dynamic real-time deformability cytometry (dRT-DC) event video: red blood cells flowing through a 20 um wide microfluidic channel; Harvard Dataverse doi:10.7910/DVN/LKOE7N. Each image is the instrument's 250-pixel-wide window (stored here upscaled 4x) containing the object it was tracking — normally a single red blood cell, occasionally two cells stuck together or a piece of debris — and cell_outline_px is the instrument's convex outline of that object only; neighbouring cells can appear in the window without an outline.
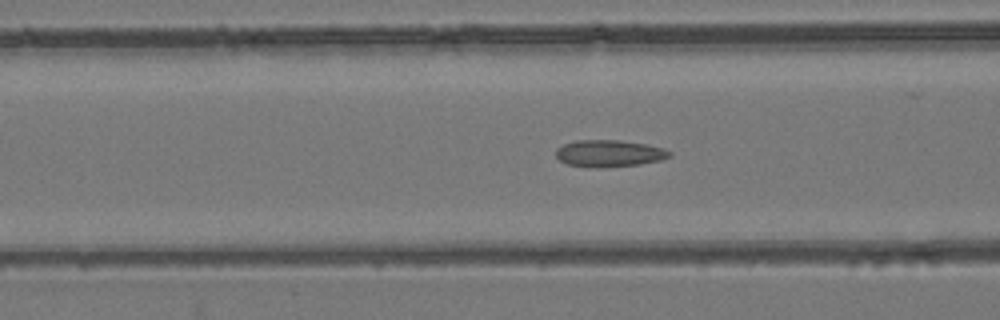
{"species": "common noctule bat (a hibernating species)", "species_latin": "Nyctalus noctula", "temperature_condition": "room temperature", "stored_images_in_passage": 55, "camera_frame_rate_fps": 3000, "um_per_image_px": 0.085, "animal": {"sex": "female", "body_mass_g": 24.6, "forearm_length_mm": 56.2}, "frame": {"image": 1, "passage_image": 22, "time_ms": 7.0, "image_size_px": [1000, 320], "cell_outline_px": [[672, 156], [660, 160], [640, 164], [592, 168], [568, 164], [560, 160], [556, 156], [556, 148], [564, 144], [576, 140], [620, 140], [644, 144], [664, 148], [672, 152]], "centroid_in_image_um": [51.78, 13.03], "position_along_channel_um": 114.8, "area_um2": 17.74}}
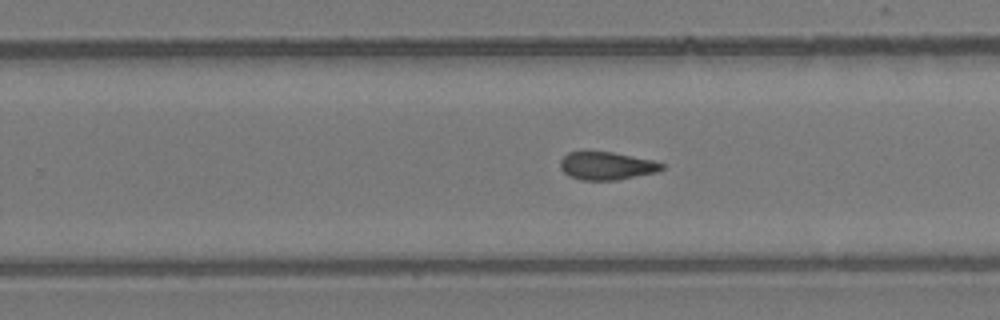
{"frame": {"image": 2, "passage_image": 35, "time_ms": 11.333, "image_size_px": [1000, 320], "cell_outline_px": [[664, 168], [656, 172], [616, 180], [580, 180], [568, 176], [560, 168], [560, 160], [568, 152], [612, 152], [652, 160], [664, 164]], "centroid_in_image_um": [51.54, 14.1], "position_along_channel_um": 278.3, "area_um2": 16.42}}
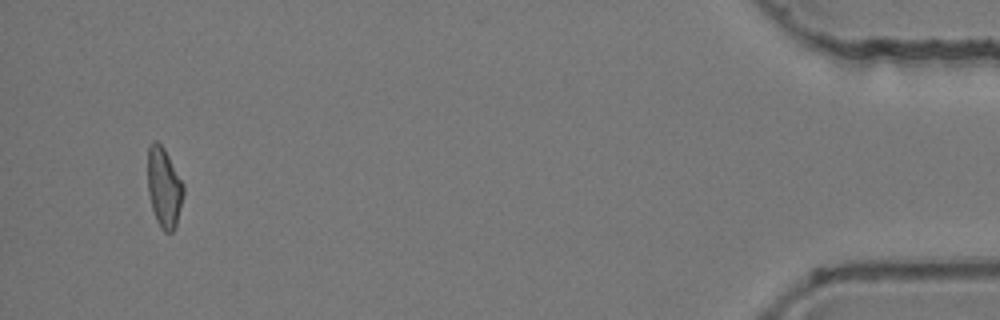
{"frame": {"image": 3, "passage_image": 53, "time_ms": 17.333, "image_size_px": [1000, 320], "cell_outline_px": [[184, 192], [176, 224], [172, 232], [164, 232], [160, 228], [156, 220], [152, 208], [148, 192], [148, 144], [152, 140], [156, 140], [164, 148], [184, 184]], "centroid_in_image_um": [13.93, 15.91], "position_along_channel_um": 421.3, "area_um2": 16.65}, "authors_computed_cell_mechanics": {"area_um2": 17.1088, "velocity_mm_per_s": 3.7743, "shape_relaxation_time_tau1_ms": null, "shape_relaxation_time_tau2_ms": 3.2558, "deformation_change_tau1": null, "deformation_change_tau2": 0.1186}}